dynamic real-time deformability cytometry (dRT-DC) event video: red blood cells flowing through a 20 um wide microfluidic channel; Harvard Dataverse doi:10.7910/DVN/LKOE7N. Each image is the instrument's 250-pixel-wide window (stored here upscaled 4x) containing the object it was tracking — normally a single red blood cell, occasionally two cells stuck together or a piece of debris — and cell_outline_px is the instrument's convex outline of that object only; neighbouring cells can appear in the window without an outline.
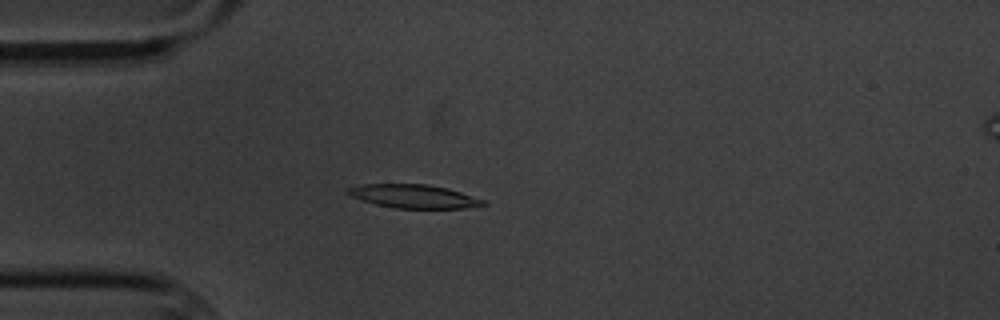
{"species": "common noctule bat (a hibernating species)", "species_latin": "Nyctalus noctula", "temperature_condition": "cold", "stored_images_in_passage": 5, "camera_frame_rate_fps": 3000, "um_per_image_px": 0.085, "animal": {"sex": "male", "body_mass_g": 20.1, "forearm_length_mm": 53.5}, "frame": {"image": 1, "passage_image": 5, "time_ms": 4.667, "image_size_px": [1000, 320], "cell_outline_px": [[488, 204], [464, 208], [396, 208], [376, 204], [352, 196], [344, 192], [344, 188], [360, 184], [428, 184], [448, 188], [484, 200]], "centroid_in_image_um": [35.13, 16.67], "position_along_channel_um": 49.9, "area_um2": 18.5}}